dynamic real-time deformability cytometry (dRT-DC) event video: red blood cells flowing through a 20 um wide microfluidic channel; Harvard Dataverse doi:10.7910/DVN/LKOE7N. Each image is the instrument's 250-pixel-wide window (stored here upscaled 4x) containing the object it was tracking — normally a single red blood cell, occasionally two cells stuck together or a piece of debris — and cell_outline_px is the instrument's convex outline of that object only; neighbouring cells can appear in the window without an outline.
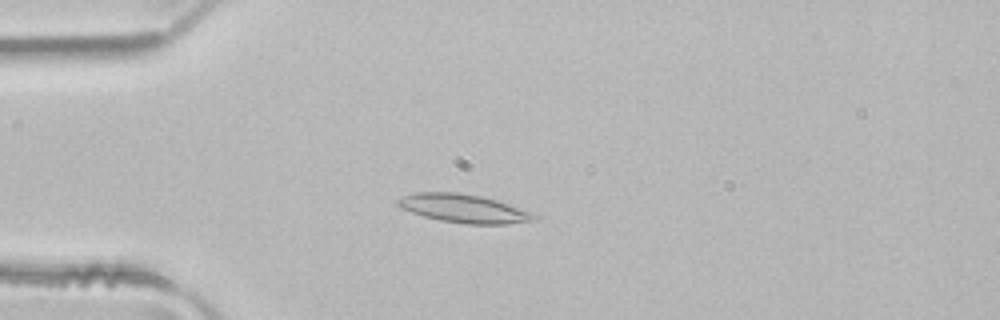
{"species": "common noctule bat (a hibernating species)", "species_latin": "Nyctalus noctula", "temperature_condition": "room temperature", "stored_images_in_passage": 2, "camera_frame_rate_fps": 3000, "um_per_image_px": 0.085, "animal": {"sex": "male", "body_mass_g": 21.5, "forearm_length_mm": 52.0}, "frame": {"image": 1, "passage_image": 2, "time_ms": 0.333, "image_size_px": [1000, 320], "cell_outline_px": [[540, 216], [536, 220], [504, 224], [468, 224], [440, 220], [424, 216], [400, 208], [396, 204], [396, 200], [404, 196], [416, 192], [460, 192], [480, 196], [496, 200], [532, 212]], "centroid_in_image_um": [39.42, 17.72], "position_along_channel_um": 45.6, "area_um2": 22.54}}